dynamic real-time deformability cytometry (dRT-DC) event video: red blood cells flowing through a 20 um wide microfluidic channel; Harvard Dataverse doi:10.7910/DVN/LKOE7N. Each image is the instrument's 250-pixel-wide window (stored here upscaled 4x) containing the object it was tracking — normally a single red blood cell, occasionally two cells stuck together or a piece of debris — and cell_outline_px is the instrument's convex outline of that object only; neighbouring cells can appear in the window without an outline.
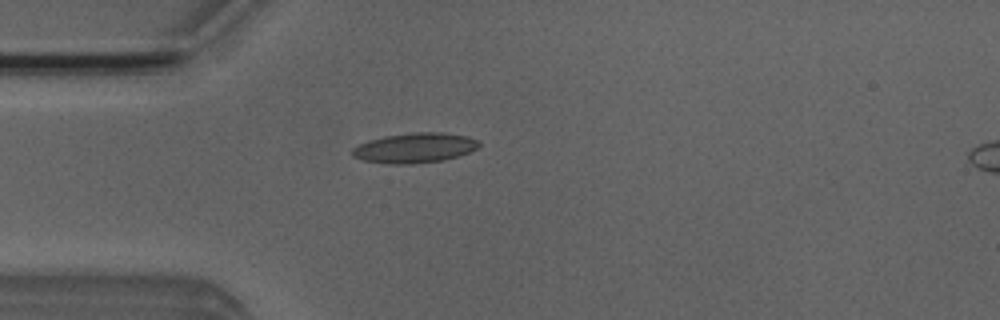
{"species": "Egyptian fruit bat (a non-hibernating species)", "species_latin": "Rousettus aegyptiacus", "temperature_condition": "room temperature", "stored_images_in_passage": 4, "camera_frame_rate_fps": 3000, "um_per_image_px": 0.085, "animal": {"sex": "male"}, "frame": {"image": 1, "passage_image": 4, "time_ms": 3.667, "image_size_px": [1000, 320], "cell_outline_px": [[480, 144], [476, 148], [460, 156], [444, 160], [412, 164], [392, 164], [364, 160], [352, 156], [352, 148], [368, 140], [384, 136], [416, 132], [444, 132], [468, 136], [476, 140]], "centroid_in_image_um": [35.26, 12.57], "position_along_channel_um": 49.7, "area_um2": 22.08}}